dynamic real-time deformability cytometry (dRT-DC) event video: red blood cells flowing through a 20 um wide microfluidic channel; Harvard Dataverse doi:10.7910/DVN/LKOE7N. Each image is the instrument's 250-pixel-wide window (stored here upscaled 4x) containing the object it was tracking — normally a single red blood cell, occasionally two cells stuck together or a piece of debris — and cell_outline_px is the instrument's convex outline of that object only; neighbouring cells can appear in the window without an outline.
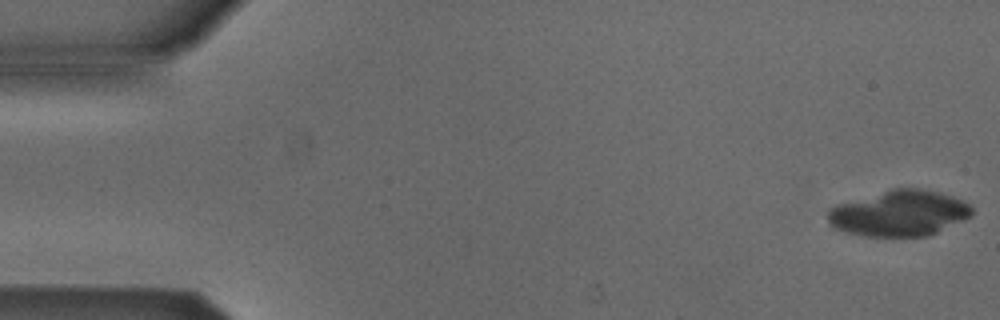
{"species": "Egyptian fruit bat (a non-hibernating species)", "species_latin": "Rousettus aegyptiacus", "temperature_condition": "cold", "stored_images_in_passage": 5, "camera_frame_rate_fps": 3000, "um_per_image_px": 0.085, "animal": {"sex": "male"}, "frame": {"image": 1, "passage_image": 1, "time_ms": 0.0, "image_size_px": [1000, 320], "cell_outline_px": [[972, 216], [964, 220], [928, 236], [864, 236], [832, 228], [828, 224], [828, 208], [836, 204], [892, 188], [920, 188], [952, 196], [968, 204], [972, 208]], "centroid_in_image_um": [76.4, 18.13], "position_along_channel_um": 8.6, "area_um2": 38.49}}